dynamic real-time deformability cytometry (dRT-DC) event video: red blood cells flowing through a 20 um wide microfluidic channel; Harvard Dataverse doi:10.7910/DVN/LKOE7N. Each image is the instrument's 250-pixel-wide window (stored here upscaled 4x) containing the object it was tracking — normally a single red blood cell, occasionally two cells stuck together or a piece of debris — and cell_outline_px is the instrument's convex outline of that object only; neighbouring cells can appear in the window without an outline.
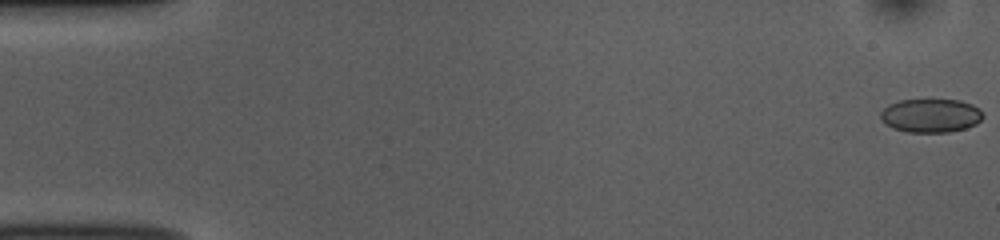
{"species": "common noctule bat (a hibernating species)", "species_latin": "Nyctalus noctula", "temperature_condition": "room temperature", "stored_images_in_passage": 53, "camera_frame_rate_fps": 3000, "um_per_image_px": 0.085, "animal": {"sex": "female", "body_mass_g": 10.0, "forearm_length_mm": 53.1}, "frame": {"image": 1, "passage_image": 1, "time_ms": 0.0, "image_size_px": [1000, 240], "cell_outline_px": [[984, 116], [976, 124], [964, 128], [948, 132], [908, 132], [892, 128], [880, 116], [880, 112], [888, 104], [900, 100], [960, 100], [972, 104], [980, 108]], "centroid_in_image_um": [79.13, 9.81], "position_along_channel_um": 5.9, "area_um2": 20.0}}
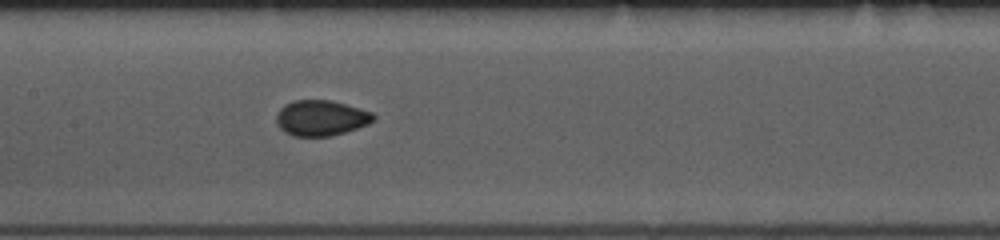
{"frame": {"image": 2, "passage_image": 26, "time_ms": 8.333, "image_size_px": [1000, 240], "cell_outline_px": [[376, 120], [368, 124], [344, 132], [328, 136], [292, 136], [284, 132], [276, 124], [276, 116], [280, 108], [284, 104], [292, 100], [332, 100], [360, 108], [372, 112], [376, 116]], "centroid_in_image_um": [27.27, 10.02], "position_along_channel_um": 180.1, "area_um2": 20.29}}
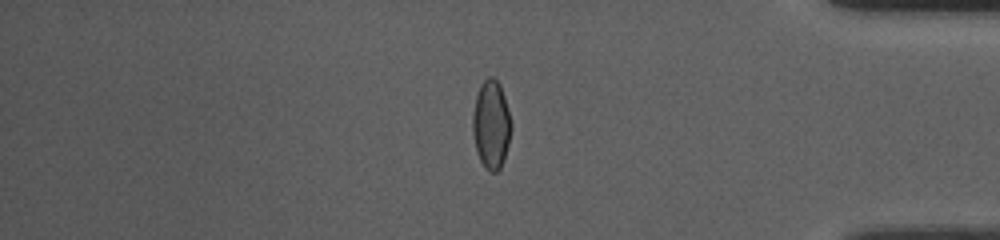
{"frame": {"image": 3, "passage_image": 45, "time_ms": 14.667, "image_size_px": [1000, 240], "cell_outline_px": [[512, 128], [504, 160], [500, 168], [496, 172], [492, 172], [484, 168], [480, 160], [476, 148], [472, 132], [472, 112], [476, 96], [480, 84], [488, 76], [492, 76], [500, 84], [504, 96], [512, 124]], "centroid_in_image_um": [41.74, 10.58], "position_along_channel_um": 393.5, "area_um2": 20.0}, "authors_computed_cell_mechanics": {"area_um2": 20.1144, "velocity_mm_per_s": 3.7915, "shape_relaxation_time_tau1_ms": 5.5542, "shape_relaxation_time_tau2_ms": null, "deformation_change_tau1": 0.112, "deformation_change_tau2": null}}